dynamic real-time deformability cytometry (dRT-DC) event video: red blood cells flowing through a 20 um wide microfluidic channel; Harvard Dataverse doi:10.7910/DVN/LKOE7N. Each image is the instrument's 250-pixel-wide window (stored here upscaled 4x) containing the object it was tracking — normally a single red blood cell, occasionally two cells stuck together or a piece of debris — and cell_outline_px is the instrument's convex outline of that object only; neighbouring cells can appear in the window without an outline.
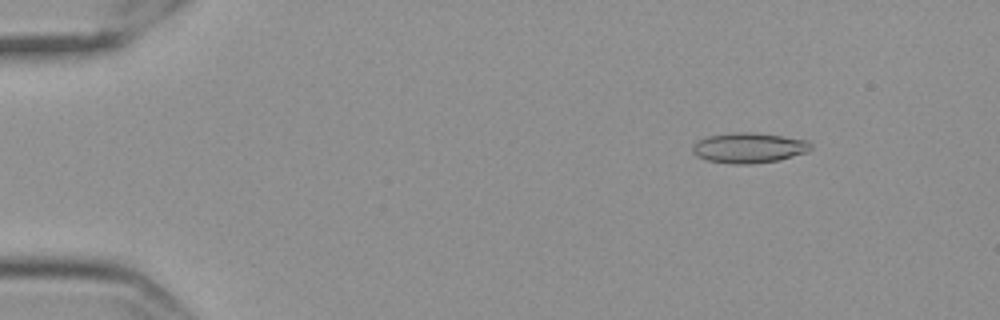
{"species": "Egyptian fruit bat (a non-hibernating species)", "species_latin": "Rousettus aegyptiacus", "temperature_condition": "cold", "stored_images_in_passage": 58, "camera_frame_rate_fps": 3000, "um_per_image_px": 0.085, "frame": {"image": 1, "passage_image": 8, "time_ms": 2.333, "image_size_px": [1000, 320], "cell_outline_px": [[812, 148], [808, 152], [776, 160], [752, 164], [736, 164], [708, 160], [692, 152], [692, 148], [700, 140], [708, 136], [736, 132], [752, 132], [808, 140], [812, 144]], "centroid_in_image_um": [63.7, 12.56], "position_along_channel_um": 21.3, "area_um2": 20.46}}
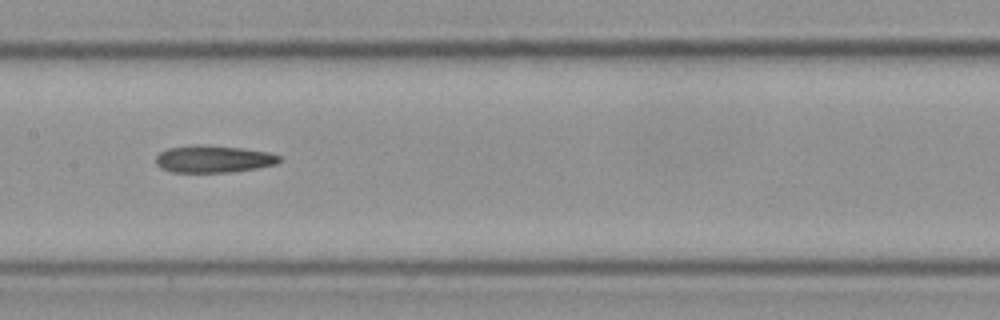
{"frame": {"image": 2, "passage_image": 30, "time_ms": 9.667, "image_size_px": [1000, 320], "cell_outline_px": [[280, 160], [276, 164], [256, 168], [232, 172], [172, 172], [160, 168], [156, 164], [156, 156], [160, 152], [168, 148], [192, 144], [196, 144], [240, 148], [268, 152], [280, 156]], "centroid_in_image_um": [18.1, 13.51], "position_along_channel_um": 189.3, "area_um2": 19.54}}
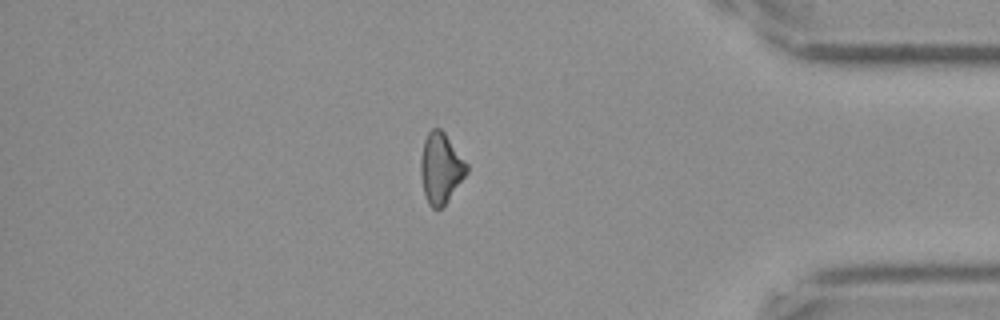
{"frame": {"image": 3, "passage_image": 50, "time_ms": 16.333, "image_size_px": [1000, 320], "cell_outline_px": [[468, 172], [444, 204], [440, 208], [432, 208], [428, 204], [424, 192], [420, 176], [420, 160], [424, 140], [428, 132], [432, 128], [440, 128], [444, 132], [468, 164]], "centroid_in_image_um": [37.45, 14.27], "position_along_channel_um": 397.8, "area_um2": 18.73}}